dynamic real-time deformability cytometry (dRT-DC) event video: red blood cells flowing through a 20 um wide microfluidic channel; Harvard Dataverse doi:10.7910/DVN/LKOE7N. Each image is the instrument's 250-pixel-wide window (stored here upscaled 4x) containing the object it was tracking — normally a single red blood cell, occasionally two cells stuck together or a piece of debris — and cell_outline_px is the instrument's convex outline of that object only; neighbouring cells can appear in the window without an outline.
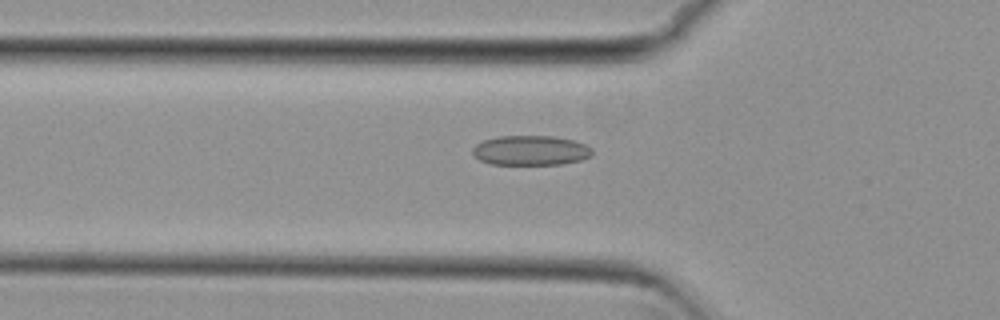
{"species": "common noctule bat (a hibernating species)", "species_latin": "Nyctalus noctula", "temperature_condition": "cold", "stored_images_in_passage": 37, "camera_frame_rate_fps": 3000, "um_per_image_px": 0.085, "animal": {"sex": "female", "body_mass_g": 29.2, "forearm_length_mm": 56.3}, "frame": {"image": 1, "passage_image": 9, "time_ms": 2.667, "image_size_px": [1000, 320], "cell_outline_px": [[592, 156], [580, 160], [560, 164], [492, 164], [480, 160], [472, 152], [472, 148], [476, 144], [484, 140], [500, 136], [552, 136], [572, 140], [584, 144], [592, 148]], "centroid_in_image_um": [45.11, 12.78], "position_along_channel_um": 80.7, "area_um2": 20.58}}
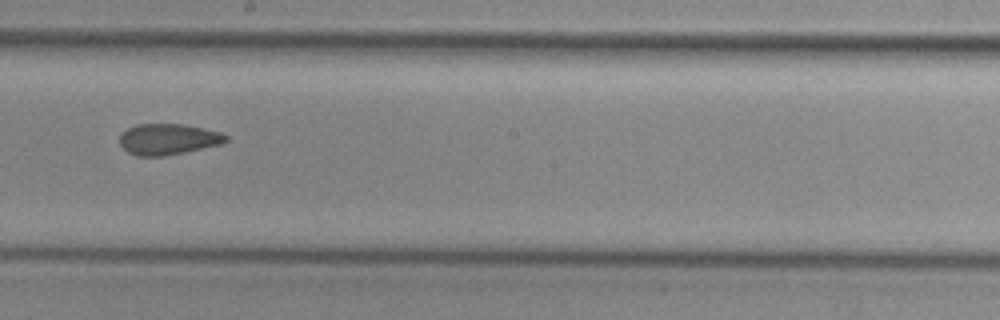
{"frame": {"image": 2, "passage_image": 21, "time_ms": 6.667, "image_size_px": [1000, 320], "cell_outline_px": [[228, 140], [224, 144], [164, 156], [136, 156], [128, 152], [120, 144], [120, 136], [128, 128], [136, 124], [184, 124], [220, 132], [228, 136]], "centroid_in_image_um": [14.32, 11.84], "position_along_channel_um": 233.9, "area_um2": 19.19}}
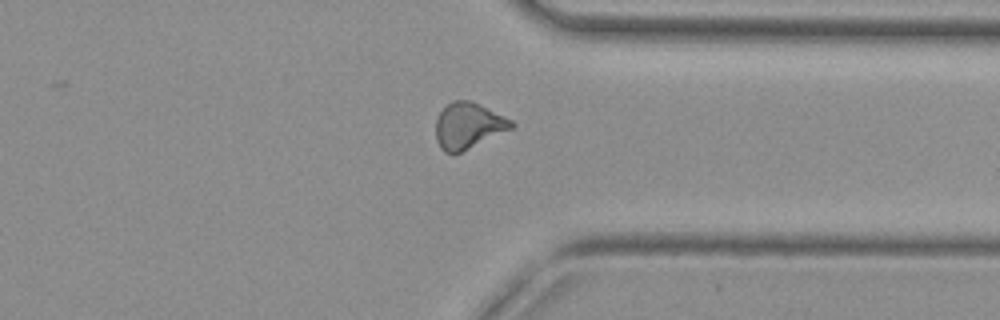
{"frame": {"image": 3, "passage_image": 32, "time_ms": 10.333, "image_size_px": [1000, 320], "cell_outline_px": [[516, 124], [512, 128], [460, 152], [444, 152], [440, 148], [436, 140], [436, 120], [440, 112], [452, 100], [468, 100], [504, 116], [512, 120]], "centroid_in_image_um": [39.78, 10.68], "position_along_channel_um": 371.6, "area_um2": 19.77}, "authors_computed_cell_mechanics": {"area_um2": 19.652, "velocity_mm_per_s": 3.8168, "shape_relaxation_time_tau1_ms": null, "shape_relaxation_time_tau2_ms": 3.579, "deformation_change_tau1": null, "deformation_change_tau2": 0.0993}}